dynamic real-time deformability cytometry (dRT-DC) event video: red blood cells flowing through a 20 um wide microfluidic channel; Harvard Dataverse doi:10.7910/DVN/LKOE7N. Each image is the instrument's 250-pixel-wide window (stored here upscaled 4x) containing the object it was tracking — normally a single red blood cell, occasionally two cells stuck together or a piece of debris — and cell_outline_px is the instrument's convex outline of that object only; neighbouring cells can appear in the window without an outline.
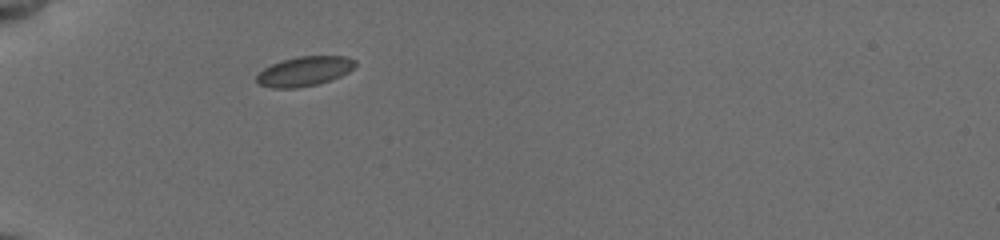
{"species": "common noctule bat (a hibernating species)", "species_latin": "Nyctalus noctula", "temperature_condition": "cold", "stored_images_in_passage": 52, "camera_frame_rate_fps": 3000, "um_per_image_px": 0.085, "animal": {"sex": "female", "body_mass_g": 19.5, "forearm_length_mm": 54.1}, "frame": {"image": 1, "passage_image": 1, "time_ms": 0.0, "image_size_px": [1000, 240], "cell_outline_px": [[356, 64], [348, 72], [340, 76], [316, 84], [296, 88], [272, 88], [260, 84], [256, 80], [256, 76], [264, 68], [280, 60], [300, 56], [348, 56], [356, 60]], "centroid_in_image_um": [25.87, 6.04], "position_along_channel_um": 59.1, "area_um2": 16.88}}
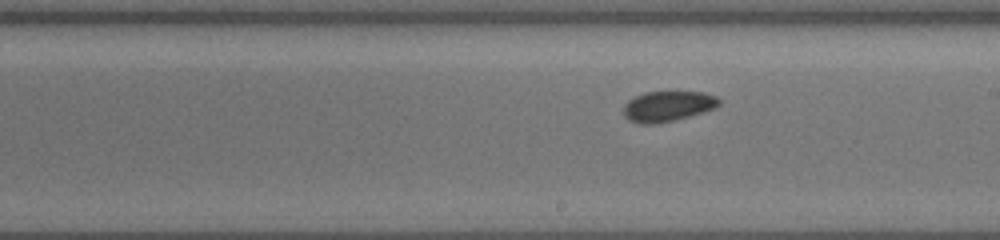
{"frame": {"image": 2, "passage_image": 20, "time_ms": 5.0, "image_size_px": [1000, 240], "cell_outline_px": [[720, 104], [716, 108], [688, 116], [672, 120], [652, 124], [640, 124], [628, 120], [624, 116], [624, 104], [628, 100], [644, 92], [704, 92], [716, 96], [720, 100]], "centroid_in_image_um": [56.75, 9.02], "position_along_channel_um": 232.3, "area_um2": 16.82}}
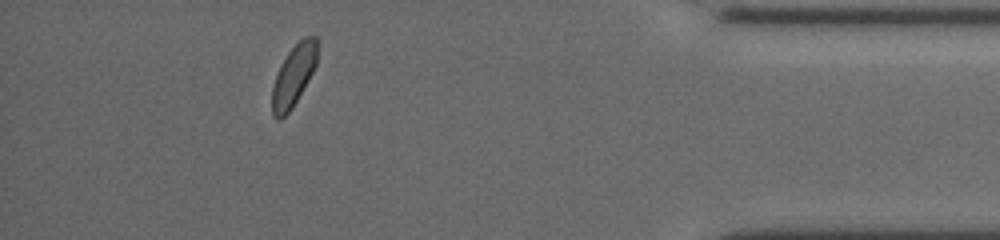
{"frame": {"image": 3, "passage_image": 44, "time_ms": 10.667, "image_size_px": [1000, 240], "cell_outline_px": [[316, 64], [312, 72], [292, 108], [280, 120], [276, 120], [272, 116], [272, 88], [276, 76], [288, 52], [304, 36], [316, 36]], "centroid_in_image_um": [24.93, 6.46], "position_along_channel_um": 410.3, "area_um2": 15.61}, "authors_computed_cell_mechanics": {"area_um2": 16.4441, "velocity_mm_per_s": 3.7853, "shape_relaxation_time_tau1_ms": 3.6918, "shape_relaxation_time_tau2_ms": 2.5115, "deformation_change_tau1": 0.0266, "deformation_change_tau2": 0.0431}}